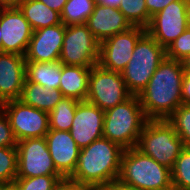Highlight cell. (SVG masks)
I'll use <instances>...</instances> for the list:
<instances>
[{
    "instance_id": "83f0119b",
    "label": "cell",
    "mask_w": 190,
    "mask_h": 190,
    "mask_svg": "<svg viewBox=\"0 0 190 190\" xmlns=\"http://www.w3.org/2000/svg\"><path fill=\"white\" fill-rule=\"evenodd\" d=\"M17 178V148L0 147V184L10 186Z\"/></svg>"
},
{
    "instance_id": "277c9868",
    "label": "cell",
    "mask_w": 190,
    "mask_h": 190,
    "mask_svg": "<svg viewBox=\"0 0 190 190\" xmlns=\"http://www.w3.org/2000/svg\"><path fill=\"white\" fill-rule=\"evenodd\" d=\"M119 179L139 190H173L171 170L136 147L123 151Z\"/></svg>"
},
{
    "instance_id": "2e32d148",
    "label": "cell",
    "mask_w": 190,
    "mask_h": 190,
    "mask_svg": "<svg viewBox=\"0 0 190 190\" xmlns=\"http://www.w3.org/2000/svg\"><path fill=\"white\" fill-rule=\"evenodd\" d=\"M25 72L24 56L0 52V105L20 98L26 79Z\"/></svg>"
},
{
    "instance_id": "f546056e",
    "label": "cell",
    "mask_w": 190,
    "mask_h": 190,
    "mask_svg": "<svg viewBox=\"0 0 190 190\" xmlns=\"http://www.w3.org/2000/svg\"><path fill=\"white\" fill-rule=\"evenodd\" d=\"M166 57L182 61L190 54V27L179 35L166 49Z\"/></svg>"
},
{
    "instance_id": "60d3db41",
    "label": "cell",
    "mask_w": 190,
    "mask_h": 190,
    "mask_svg": "<svg viewBox=\"0 0 190 190\" xmlns=\"http://www.w3.org/2000/svg\"><path fill=\"white\" fill-rule=\"evenodd\" d=\"M0 21H1V9H0ZM1 29H0V52H2V34H1Z\"/></svg>"
},
{
    "instance_id": "8d00e7d4",
    "label": "cell",
    "mask_w": 190,
    "mask_h": 190,
    "mask_svg": "<svg viewBox=\"0 0 190 190\" xmlns=\"http://www.w3.org/2000/svg\"><path fill=\"white\" fill-rule=\"evenodd\" d=\"M24 0H0V9L19 8Z\"/></svg>"
},
{
    "instance_id": "3957f363",
    "label": "cell",
    "mask_w": 190,
    "mask_h": 190,
    "mask_svg": "<svg viewBox=\"0 0 190 190\" xmlns=\"http://www.w3.org/2000/svg\"><path fill=\"white\" fill-rule=\"evenodd\" d=\"M147 120L138 95H132L123 103L105 111L103 137L123 149L136 147Z\"/></svg>"
},
{
    "instance_id": "4dcf8cb0",
    "label": "cell",
    "mask_w": 190,
    "mask_h": 190,
    "mask_svg": "<svg viewBox=\"0 0 190 190\" xmlns=\"http://www.w3.org/2000/svg\"><path fill=\"white\" fill-rule=\"evenodd\" d=\"M17 140L14 137L9 120L0 108V147H16Z\"/></svg>"
},
{
    "instance_id": "7c38bea8",
    "label": "cell",
    "mask_w": 190,
    "mask_h": 190,
    "mask_svg": "<svg viewBox=\"0 0 190 190\" xmlns=\"http://www.w3.org/2000/svg\"><path fill=\"white\" fill-rule=\"evenodd\" d=\"M145 33V28L133 26L105 39L100 43L98 64L107 70L121 73L131 59L138 40Z\"/></svg>"
},
{
    "instance_id": "9c48e42d",
    "label": "cell",
    "mask_w": 190,
    "mask_h": 190,
    "mask_svg": "<svg viewBox=\"0 0 190 190\" xmlns=\"http://www.w3.org/2000/svg\"><path fill=\"white\" fill-rule=\"evenodd\" d=\"M7 116L15 139L45 137L49 131L48 113L21 100H10L0 105Z\"/></svg>"
},
{
    "instance_id": "4316f807",
    "label": "cell",
    "mask_w": 190,
    "mask_h": 190,
    "mask_svg": "<svg viewBox=\"0 0 190 190\" xmlns=\"http://www.w3.org/2000/svg\"><path fill=\"white\" fill-rule=\"evenodd\" d=\"M118 9L132 26L146 29L151 21L145 0H122Z\"/></svg>"
},
{
    "instance_id": "f1b7e54d",
    "label": "cell",
    "mask_w": 190,
    "mask_h": 190,
    "mask_svg": "<svg viewBox=\"0 0 190 190\" xmlns=\"http://www.w3.org/2000/svg\"><path fill=\"white\" fill-rule=\"evenodd\" d=\"M166 120L173 126L184 147H190V105H180Z\"/></svg>"
},
{
    "instance_id": "ffe728a7",
    "label": "cell",
    "mask_w": 190,
    "mask_h": 190,
    "mask_svg": "<svg viewBox=\"0 0 190 190\" xmlns=\"http://www.w3.org/2000/svg\"><path fill=\"white\" fill-rule=\"evenodd\" d=\"M63 97L59 89H50L37 83L25 81L19 100L26 105L49 113Z\"/></svg>"
},
{
    "instance_id": "52a82bcc",
    "label": "cell",
    "mask_w": 190,
    "mask_h": 190,
    "mask_svg": "<svg viewBox=\"0 0 190 190\" xmlns=\"http://www.w3.org/2000/svg\"><path fill=\"white\" fill-rule=\"evenodd\" d=\"M131 96L121 73L107 70L99 64L91 68L86 101L106 111Z\"/></svg>"
},
{
    "instance_id": "ac0fdd59",
    "label": "cell",
    "mask_w": 190,
    "mask_h": 190,
    "mask_svg": "<svg viewBox=\"0 0 190 190\" xmlns=\"http://www.w3.org/2000/svg\"><path fill=\"white\" fill-rule=\"evenodd\" d=\"M86 25L100 43L133 27L119 9L97 3Z\"/></svg>"
},
{
    "instance_id": "d6a6232c",
    "label": "cell",
    "mask_w": 190,
    "mask_h": 190,
    "mask_svg": "<svg viewBox=\"0 0 190 190\" xmlns=\"http://www.w3.org/2000/svg\"><path fill=\"white\" fill-rule=\"evenodd\" d=\"M94 190H139L126 183L119 178L108 182L107 184L96 187Z\"/></svg>"
},
{
    "instance_id": "d6986e66",
    "label": "cell",
    "mask_w": 190,
    "mask_h": 190,
    "mask_svg": "<svg viewBox=\"0 0 190 190\" xmlns=\"http://www.w3.org/2000/svg\"><path fill=\"white\" fill-rule=\"evenodd\" d=\"M91 68L61 63L59 90L64 97L85 101L88 96V83Z\"/></svg>"
},
{
    "instance_id": "6da1fadb",
    "label": "cell",
    "mask_w": 190,
    "mask_h": 190,
    "mask_svg": "<svg viewBox=\"0 0 190 190\" xmlns=\"http://www.w3.org/2000/svg\"><path fill=\"white\" fill-rule=\"evenodd\" d=\"M184 70L181 61L167 57L159 64L147 86L138 94L148 120L167 119L182 102Z\"/></svg>"
},
{
    "instance_id": "1f68e13d",
    "label": "cell",
    "mask_w": 190,
    "mask_h": 190,
    "mask_svg": "<svg viewBox=\"0 0 190 190\" xmlns=\"http://www.w3.org/2000/svg\"><path fill=\"white\" fill-rule=\"evenodd\" d=\"M174 1L177 0H145V4L150 17H152Z\"/></svg>"
},
{
    "instance_id": "f35d334b",
    "label": "cell",
    "mask_w": 190,
    "mask_h": 190,
    "mask_svg": "<svg viewBox=\"0 0 190 190\" xmlns=\"http://www.w3.org/2000/svg\"><path fill=\"white\" fill-rule=\"evenodd\" d=\"M185 73H190V54L181 61Z\"/></svg>"
},
{
    "instance_id": "603a6c76",
    "label": "cell",
    "mask_w": 190,
    "mask_h": 190,
    "mask_svg": "<svg viewBox=\"0 0 190 190\" xmlns=\"http://www.w3.org/2000/svg\"><path fill=\"white\" fill-rule=\"evenodd\" d=\"M79 100L63 97L55 108L48 113L49 129L69 131Z\"/></svg>"
},
{
    "instance_id": "ab89813d",
    "label": "cell",
    "mask_w": 190,
    "mask_h": 190,
    "mask_svg": "<svg viewBox=\"0 0 190 190\" xmlns=\"http://www.w3.org/2000/svg\"><path fill=\"white\" fill-rule=\"evenodd\" d=\"M187 17H188V24L190 27V3H188V7H187Z\"/></svg>"
},
{
    "instance_id": "74e56055",
    "label": "cell",
    "mask_w": 190,
    "mask_h": 190,
    "mask_svg": "<svg viewBox=\"0 0 190 190\" xmlns=\"http://www.w3.org/2000/svg\"><path fill=\"white\" fill-rule=\"evenodd\" d=\"M95 1L97 4L118 9L122 0H95Z\"/></svg>"
},
{
    "instance_id": "cb8c5ba5",
    "label": "cell",
    "mask_w": 190,
    "mask_h": 190,
    "mask_svg": "<svg viewBox=\"0 0 190 190\" xmlns=\"http://www.w3.org/2000/svg\"><path fill=\"white\" fill-rule=\"evenodd\" d=\"M96 5L95 0H67L61 13L65 26L86 24Z\"/></svg>"
},
{
    "instance_id": "7a4b0ae2",
    "label": "cell",
    "mask_w": 190,
    "mask_h": 190,
    "mask_svg": "<svg viewBox=\"0 0 190 190\" xmlns=\"http://www.w3.org/2000/svg\"><path fill=\"white\" fill-rule=\"evenodd\" d=\"M123 149L107 138H100L80 149L76 169L68 181L90 190L118 179Z\"/></svg>"
},
{
    "instance_id": "5bb4252c",
    "label": "cell",
    "mask_w": 190,
    "mask_h": 190,
    "mask_svg": "<svg viewBox=\"0 0 190 190\" xmlns=\"http://www.w3.org/2000/svg\"><path fill=\"white\" fill-rule=\"evenodd\" d=\"M105 111L88 101H79L70 135L80 149L103 137Z\"/></svg>"
},
{
    "instance_id": "9a60e30c",
    "label": "cell",
    "mask_w": 190,
    "mask_h": 190,
    "mask_svg": "<svg viewBox=\"0 0 190 190\" xmlns=\"http://www.w3.org/2000/svg\"><path fill=\"white\" fill-rule=\"evenodd\" d=\"M64 34L63 23L34 30L24 55L26 62L59 61Z\"/></svg>"
},
{
    "instance_id": "7402d4cb",
    "label": "cell",
    "mask_w": 190,
    "mask_h": 190,
    "mask_svg": "<svg viewBox=\"0 0 190 190\" xmlns=\"http://www.w3.org/2000/svg\"><path fill=\"white\" fill-rule=\"evenodd\" d=\"M26 79L50 89H59L61 62H26Z\"/></svg>"
},
{
    "instance_id": "b9f144b4",
    "label": "cell",
    "mask_w": 190,
    "mask_h": 190,
    "mask_svg": "<svg viewBox=\"0 0 190 190\" xmlns=\"http://www.w3.org/2000/svg\"><path fill=\"white\" fill-rule=\"evenodd\" d=\"M0 190H13L10 186H2Z\"/></svg>"
},
{
    "instance_id": "44dd1931",
    "label": "cell",
    "mask_w": 190,
    "mask_h": 190,
    "mask_svg": "<svg viewBox=\"0 0 190 190\" xmlns=\"http://www.w3.org/2000/svg\"><path fill=\"white\" fill-rule=\"evenodd\" d=\"M33 30L61 24V14L39 0H24L19 7Z\"/></svg>"
},
{
    "instance_id": "4fadbf2b",
    "label": "cell",
    "mask_w": 190,
    "mask_h": 190,
    "mask_svg": "<svg viewBox=\"0 0 190 190\" xmlns=\"http://www.w3.org/2000/svg\"><path fill=\"white\" fill-rule=\"evenodd\" d=\"M2 52L24 56L33 29L19 8L1 9Z\"/></svg>"
},
{
    "instance_id": "836d02e7",
    "label": "cell",
    "mask_w": 190,
    "mask_h": 190,
    "mask_svg": "<svg viewBox=\"0 0 190 190\" xmlns=\"http://www.w3.org/2000/svg\"><path fill=\"white\" fill-rule=\"evenodd\" d=\"M181 93L183 104L190 105V73H184Z\"/></svg>"
},
{
    "instance_id": "e575fe53",
    "label": "cell",
    "mask_w": 190,
    "mask_h": 190,
    "mask_svg": "<svg viewBox=\"0 0 190 190\" xmlns=\"http://www.w3.org/2000/svg\"><path fill=\"white\" fill-rule=\"evenodd\" d=\"M40 2H43L45 5H47L52 10L62 13L64 5L66 4L67 0H39Z\"/></svg>"
},
{
    "instance_id": "ba28073f",
    "label": "cell",
    "mask_w": 190,
    "mask_h": 190,
    "mask_svg": "<svg viewBox=\"0 0 190 190\" xmlns=\"http://www.w3.org/2000/svg\"><path fill=\"white\" fill-rule=\"evenodd\" d=\"M100 42L86 24L65 26L59 61L64 65L92 68L98 64Z\"/></svg>"
},
{
    "instance_id": "484cf974",
    "label": "cell",
    "mask_w": 190,
    "mask_h": 190,
    "mask_svg": "<svg viewBox=\"0 0 190 190\" xmlns=\"http://www.w3.org/2000/svg\"><path fill=\"white\" fill-rule=\"evenodd\" d=\"M173 190H190V147H184L171 169Z\"/></svg>"
},
{
    "instance_id": "d4e9b609",
    "label": "cell",
    "mask_w": 190,
    "mask_h": 190,
    "mask_svg": "<svg viewBox=\"0 0 190 190\" xmlns=\"http://www.w3.org/2000/svg\"><path fill=\"white\" fill-rule=\"evenodd\" d=\"M66 179L62 175H42L16 178L10 187L13 190H56Z\"/></svg>"
},
{
    "instance_id": "5b68a950",
    "label": "cell",
    "mask_w": 190,
    "mask_h": 190,
    "mask_svg": "<svg viewBox=\"0 0 190 190\" xmlns=\"http://www.w3.org/2000/svg\"><path fill=\"white\" fill-rule=\"evenodd\" d=\"M136 148L170 170L184 148L181 138L166 120H147Z\"/></svg>"
},
{
    "instance_id": "8992f818",
    "label": "cell",
    "mask_w": 190,
    "mask_h": 190,
    "mask_svg": "<svg viewBox=\"0 0 190 190\" xmlns=\"http://www.w3.org/2000/svg\"><path fill=\"white\" fill-rule=\"evenodd\" d=\"M166 57V50L147 32L138 40L132 57L121 72L128 91L138 95Z\"/></svg>"
},
{
    "instance_id": "d590c367",
    "label": "cell",
    "mask_w": 190,
    "mask_h": 190,
    "mask_svg": "<svg viewBox=\"0 0 190 190\" xmlns=\"http://www.w3.org/2000/svg\"><path fill=\"white\" fill-rule=\"evenodd\" d=\"M56 190H90V189L85 186L72 183L66 179L65 181H62V183L56 188Z\"/></svg>"
},
{
    "instance_id": "8fae6325",
    "label": "cell",
    "mask_w": 190,
    "mask_h": 190,
    "mask_svg": "<svg viewBox=\"0 0 190 190\" xmlns=\"http://www.w3.org/2000/svg\"><path fill=\"white\" fill-rule=\"evenodd\" d=\"M188 3L177 0L151 17L146 32L166 49L188 27Z\"/></svg>"
},
{
    "instance_id": "e0dca14e",
    "label": "cell",
    "mask_w": 190,
    "mask_h": 190,
    "mask_svg": "<svg viewBox=\"0 0 190 190\" xmlns=\"http://www.w3.org/2000/svg\"><path fill=\"white\" fill-rule=\"evenodd\" d=\"M45 139L56 170L68 179L76 169L80 148L69 131L49 129Z\"/></svg>"
},
{
    "instance_id": "30bf717a",
    "label": "cell",
    "mask_w": 190,
    "mask_h": 190,
    "mask_svg": "<svg viewBox=\"0 0 190 190\" xmlns=\"http://www.w3.org/2000/svg\"><path fill=\"white\" fill-rule=\"evenodd\" d=\"M17 178L61 175L55 168L45 137L17 142Z\"/></svg>"
}]
</instances>
